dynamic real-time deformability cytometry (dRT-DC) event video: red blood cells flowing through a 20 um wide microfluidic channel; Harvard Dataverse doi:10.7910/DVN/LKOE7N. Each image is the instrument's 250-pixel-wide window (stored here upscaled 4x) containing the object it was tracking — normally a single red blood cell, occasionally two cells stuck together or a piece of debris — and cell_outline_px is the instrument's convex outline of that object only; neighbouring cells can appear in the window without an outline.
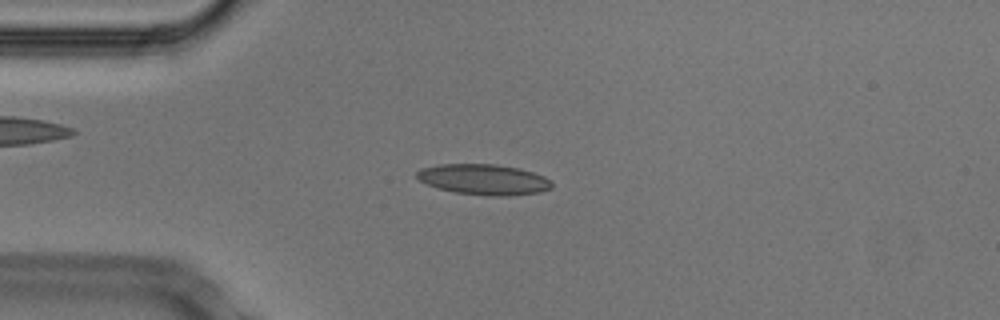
{"species": "Egyptian fruit bat (a non-hibernating species)", "species_latin": "Rousettus aegyptiacus", "temperature_condition": "cold", "stored_images_in_passage": 52, "camera_frame_rate_fps": 3000, "um_per_image_px": 0.085, "animal": {"sex": "male"}, "frame": {"image": 1, "passage_image": 12, "time_ms": 3.667, "image_size_px": [1000, 320], "cell_outline_px": [[552, 188], [540, 192], [512, 196], [488, 196], [456, 192], [436, 188], [420, 180], [416, 176], [416, 172], [420, 168], [440, 164], [496, 164], [520, 168], [544, 176], [552, 180]], "centroid_in_image_um": [41.14, 15.26], "position_along_channel_um": 43.9, "area_um2": 24.28}}
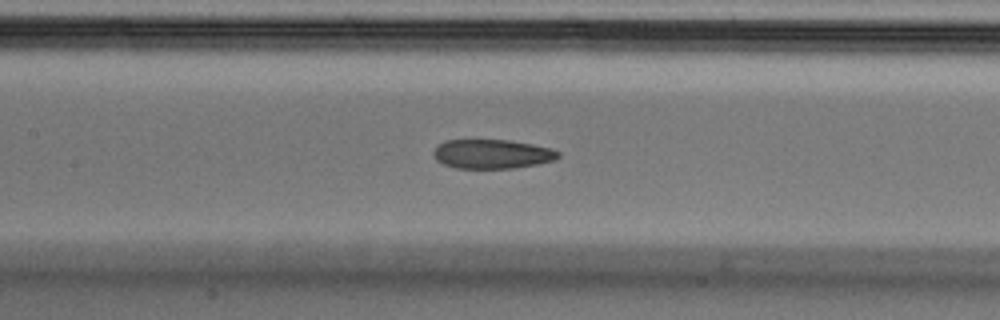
{"frame": {"image": 2, "passage_image": 23, "time_ms": 7.333, "image_size_px": [1000, 320], "cell_outline_px": [[560, 156], [556, 160], [516, 168], [456, 168], [444, 164], [436, 160], [432, 156], [432, 152], [444, 140], [508, 140], [532, 144], [552, 148], [560, 152]], "centroid_in_image_um": [41.84, 13.09], "position_along_channel_um": 165.6, "area_um2": 21.33}}
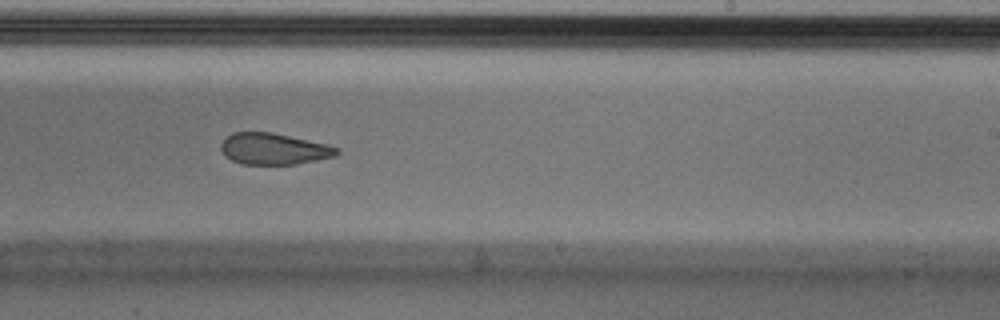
{"frame": {"image": 3, "passage_image": 31, "time_ms": 10.0, "image_size_px": [1000, 320], "cell_outline_px": [[340, 152], [336, 156], [316, 160], [292, 164], [244, 164], [232, 160], [220, 148], [220, 144], [232, 132], [272, 132], [328, 144], [340, 148]], "centroid_in_image_um": [23.32, 12.64], "position_along_channel_um": 265.7, "area_um2": 21.04}, "authors_computed_cell_mechanics": {"area_um2": 22.9177, "velocity_mm_per_s": 3.7718, "shape_relaxation_time_tau1_ms": null, "shape_relaxation_time_tau2_ms": 3.1409, "deformation_change_tau1": null, "deformation_change_tau2": 0.105}}